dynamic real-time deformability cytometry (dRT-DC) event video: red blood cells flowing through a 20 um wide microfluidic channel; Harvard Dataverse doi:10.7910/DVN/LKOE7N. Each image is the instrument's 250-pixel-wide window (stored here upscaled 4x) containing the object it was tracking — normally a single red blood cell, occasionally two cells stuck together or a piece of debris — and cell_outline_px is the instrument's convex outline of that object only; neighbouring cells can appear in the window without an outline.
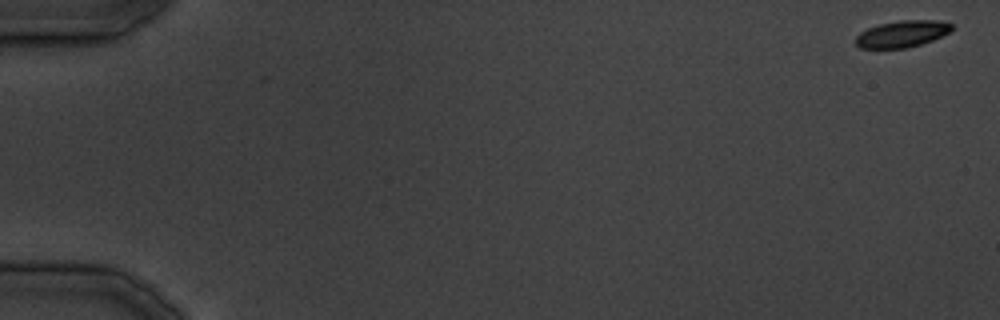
{"species": "common noctule bat (a hibernating species)", "species_latin": "Nyctalus noctula", "temperature_condition": "cold", "stored_images_in_passage": 12, "camera_frame_rate_fps": 3000, "um_per_image_px": 0.085, "animal": {"sex": "male", "body_mass_g": 19.5, "forearm_length_mm": 54.6}, "frame": {"image": 1, "passage_image": 1, "time_ms": 0.0, "image_size_px": [1000, 320], "cell_outline_px": [[956, 28], [932, 40], [908, 48], [860, 48], [856, 44], [856, 36], [860, 32], [868, 28], [880, 24], [900, 20], [940, 20], [952, 24]], "centroid_in_image_um": [76.7, 2.87], "position_along_channel_um": 8.3, "area_um2": 14.91}}
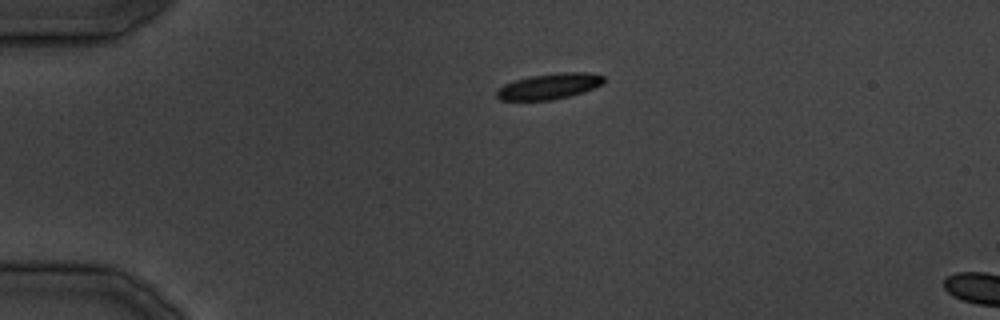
{"frame": {"image": 2, "passage_image": 9, "time_ms": 10.0, "image_size_px": [1000, 320], "cell_outline_px": [[604, 80], [600, 84], [584, 92], [552, 100], [500, 100], [496, 96], [496, 92], [504, 84], [516, 80], [532, 76], [560, 72], [588, 72], [604, 76]], "centroid_in_image_um": [46.68, 7.33], "position_along_channel_um": 38.3, "area_um2": 15.84}}